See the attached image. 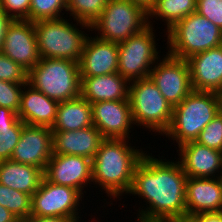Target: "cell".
<instances>
[{"mask_svg": "<svg viewBox=\"0 0 222 222\" xmlns=\"http://www.w3.org/2000/svg\"><path fill=\"white\" fill-rule=\"evenodd\" d=\"M24 123L19 119L13 126L0 127V161L10 160L19 142Z\"/></svg>", "mask_w": 222, "mask_h": 222, "instance_id": "cell-29", "label": "cell"}, {"mask_svg": "<svg viewBox=\"0 0 222 222\" xmlns=\"http://www.w3.org/2000/svg\"><path fill=\"white\" fill-rule=\"evenodd\" d=\"M78 63L81 77L116 73L119 63L118 43L88 35Z\"/></svg>", "mask_w": 222, "mask_h": 222, "instance_id": "cell-17", "label": "cell"}, {"mask_svg": "<svg viewBox=\"0 0 222 222\" xmlns=\"http://www.w3.org/2000/svg\"><path fill=\"white\" fill-rule=\"evenodd\" d=\"M128 99L134 125L146 127L149 132H157L161 136L169 129L173 107L150 77L131 81Z\"/></svg>", "mask_w": 222, "mask_h": 222, "instance_id": "cell-6", "label": "cell"}, {"mask_svg": "<svg viewBox=\"0 0 222 222\" xmlns=\"http://www.w3.org/2000/svg\"><path fill=\"white\" fill-rule=\"evenodd\" d=\"M58 105L57 101L48 98L27 83L21 92L17 115L25 124L52 128L56 120Z\"/></svg>", "mask_w": 222, "mask_h": 222, "instance_id": "cell-20", "label": "cell"}, {"mask_svg": "<svg viewBox=\"0 0 222 222\" xmlns=\"http://www.w3.org/2000/svg\"><path fill=\"white\" fill-rule=\"evenodd\" d=\"M53 155V131L50 127L25 124L11 160L45 171Z\"/></svg>", "mask_w": 222, "mask_h": 222, "instance_id": "cell-13", "label": "cell"}, {"mask_svg": "<svg viewBox=\"0 0 222 222\" xmlns=\"http://www.w3.org/2000/svg\"><path fill=\"white\" fill-rule=\"evenodd\" d=\"M130 82L118 72L81 77V96L90 104L128 99Z\"/></svg>", "mask_w": 222, "mask_h": 222, "instance_id": "cell-22", "label": "cell"}, {"mask_svg": "<svg viewBox=\"0 0 222 222\" xmlns=\"http://www.w3.org/2000/svg\"><path fill=\"white\" fill-rule=\"evenodd\" d=\"M177 153V160L187 177H222V151L211 149L196 141H189L180 145Z\"/></svg>", "mask_w": 222, "mask_h": 222, "instance_id": "cell-16", "label": "cell"}, {"mask_svg": "<svg viewBox=\"0 0 222 222\" xmlns=\"http://www.w3.org/2000/svg\"><path fill=\"white\" fill-rule=\"evenodd\" d=\"M166 35L167 53L184 60L222 45V30L197 12L178 21Z\"/></svg>", "mask_w": 222, "mask_h": 222, "instance_id": "cell-5", "label": "cell"}, {"mask_svg": "<svg viewBox=\"0 0 222 222\" xmlns=\"http://www.w3.org/2000/svg\"><path fill=\"white\" fill-rule=\"evenodd\" d=\"M187 178L179 161L158 159L145 153L134 170L128 193L138 195L148 204L147 208H139L137 221L166 222L187 216Z\"/></svg>", "mask_w": 222, "mask_h": 222, "instance_id": "cell-1", "label": "cell"}, {"mask_svg": "<svg viewBox=\"0 0 222 222\" xmlns=\"http://www.w3.org/2000/svg\"><path fill=\"white\" fill-rule=\"evenodd\" d=\"M32 196L0 183V205L7 208L18 219L31 216Z\"/></svg>", "mask_w": 222, "mask_h": 222, "instance_id": "cell-27", "label": "cell"}, {"mask_svg": "<svg viewBox=\"0 0 222 222\" xmlns=\"http://www.w3.org/2000/svg\"><path fill=\"white\" fill-rule=\"evenodd\" d=\"M67 11L66 0H31L29 10V20L35 22L43 19L61 18ZM62 13V14H60Z\"/></svg>", "mask_w": 222, "mask_h": 222, "instance_id": "cell-28", "label": "cell"}, {"mask_svg": "<svg viewBox=\"0 0 222 222\" xmlns=\"http://www.w3.org/2000/svg\"><path fill=\"white\" fill-rule=\"evenodd\" d=\"M185 192L187 216L221 210L222 177H188Z\"/></svg>", "mask_w": 222, "mask_h": 222, "instance_id": "cell-19", "label": "cell"}, {"mask_svg": "<svg viewBox=\"0 0 222 222\" xmlns=\"http://www.w3.org/2000/svg\"><path fill=\"white\" fill-rule=\"evenodd\" d=\"M31 0H0L1 9L12 20H29Z\"/></svg>", "mask_w": 222, "mask_h": 222, "instance_id": "cell-34", "label": "cell"}, {"mask_svg": "<svg viewBox=\"0 0 222 222\" xmlns=\"http://www.w3.org/2000/svg\"><path fill=\"white\" fill-rule=\"evenodd\" d=\"M196 12L222 30V0H197Z\"/></svg>", "mask_w": 222, "mask_h": 222, "instance_id": "cell-33", "label": "cell"}, {"mask_svg": "<svg viewBox=\"0 0 222 222\" xmlns=\"http://www.w3.org/2000/svg\"><path fill=\"white\" fill-rule=\"evenodd\" d=\"M154 66L149 77L172 107L180 104L193 91L187 60L167 53Z\"/></svg>", "mask_w": 222, "mask_h": 222, "instance_id": "cell-11", "label": "cell"}, {"mask_svg": "<svg viewBox=\"0 0 222 222\" xmlns=\"http://www.w3.org/2000/svg\"><path fill=\"white\" fill-rule=\"evenodd\" d=\"M196 3L197 0H156L155 5L148 11V25L154 24L151 21L154 17L162 19L167 26V32L178 21L196 12Z\"/></svg>", "mask_w": 222, "mask_h": 222, "instance_id": "cell-25", "label": "cell"}, {"mask_svg": "<svg viewBox=\"0 0 222 222\" xmlns=\"http://www.w3.org/2000/svg\"><path fill=\"white\" fill-rule=\"evenodd\" d=\"M166 222H196L191 216H184L178 219L168 220Z\"/></svg>", "mask_w": 222, "mask_h": 222, "instance_id": "cell-41", "label": "cell"}, {"mask_svg": "<svg viewBox=\"0 0 222 222\" xmlns=\"http://www.w3.org/2000/svg\"><path fill=\"white\" fill-rule=\"evenodd\" d=\"M11 22L12 19L0 7V51L3 45L7 27Z\"/></svg>", "mask_w": 222, "mask_h": 222, "instance_id": "cell-38", "label": "cell"}, {"mask_svg": "<svg viewBox=\"0 0 222 222\" xmlns=\"http://www.w3.org/2000/svg\"><path fill=\"white\" fill-rule=\"evenodd\" d=\"M18 120L16 112L6 107H0V127L13 126Z\"/></svg>", "mask_w": 222, "mask_h": 222, "instance_id": "cell-35", "label": "cell"}, {"mask_svg": "<svg viewBox=\"0 0 222 222\" xmlns=\"http://www.w3.org/2000/svg\"><path fill=\"white\" fill-rule=\"evenodd\" d=\"M26 84L0 80V107H6L18 113L22 89Z\"/></svg>", "mask_w": 222, "mask_h": 222, "instance_id": "cell-32", "label": "cell"}, {"mask_svg": "<svg viewBox=\"0 0 222 222\" xmlns=\"http://www.w3.org/2000/svg\"><path fill=\"white\" fill-rule=\"evenodd\" d=\"M44 171L41 168L18 163L0 161V183L20 192L33 195L41 184Z\"/></svg>", "mask_w": 222, "mask_h": 222, "instance_id": "cell-23", "label": "cell"}, {"mask_svg": "<svg viewBox=\"0 0 222 222\" xmlns=\"http://www.w3.org/2000/svg\"><path fill=\"white\" fill-rule=\"evenodd\" d=\"M93 126L92 106L81 95L59 102L52 131H71Z\"/></svg>", "mask_w": 222, "mask_h": 222, "instance_id": "cell-24", "label": "cell"}, {"mask_svg": "<svg viewBox=\"0 0 222 222\" xmlns=\"http://www.w3.org/2000/svg\"><path fill=\"white\" fill-rule=\"evenodd\" d=\"M196 222H222V213L204 212L191 216Z\"/></svg>", "mask_w": 222, "mask_h": 222, "instance_id": "cell-36", "label": "cell"}, {"mask_svg": "<svg viewBox=\"0 0 222 222\" xmlns=\"http://www.w3.org/2000/svg\"><path fill=\"white\" fill-rule=\"evenodd\" d=\"M84 196L76 189L57 185L43 177L37 191L32 195L31 215L61 216L79 222L80 200ZM79 210V211H78ZM80 218V219H79Z\"/></svg>", "mask_w": 222, "mask_h": 222, "instance_id": "cell-10", "label": "cell"}, {"mask_svg": "<svg viewBox=\"0 0 222 222\" xmlns=\"http://www.w3.org/2000/svg\"><path fill=\"white\" fill-rule=\"evenodd\" d=\"M28 84L59 102L81 95L79 63L55 58H41L28 72Z\"/></svg>", "mask_w": 222, "mask_h": 222, "instance_id": "cell-4", "label": "cell"}, {"mask_svg": "<svg viewBox=\"0 0 222 222\" xmlns=\"http://www.w3.org/2000/svg\"><path fill=\"white\" fill-rule=\"evenodd\" d=\"M1 52L28 72L38 64L41 58L33 22L12 20L7 27Z\"/></svg>", "mask_w": 222, "mask_h": 222, "instance_id": "cell-12", "label": "cell"}, {"mask_svg": "<svg viewBox=\"0 0 222 222\" xmlns=\"http://www.w3.org/2000/svg\"><path fill=\"white\" fill-rule=\"evenodd\" d=\"M15 222H27V219H18Z\"/></svg>", "mask_w": 222, "mask_h": 222, "instance_id": "cell-42", "label": "cell"}, {"mask_svg": "<svg viewBox=\"0 0 222 222\" xmlns=\"http://www.w3.org/2000/svg\"><path fill=\"white\" fill-rule=\"evenodd\" d=\"M0 80L27 84L28 71L0 51Z\"/></svg>", "mask_w": 222, "mask_h": 222, "instance_id": "cell-31", "label": "cell"}, {"mask_svg": "<svg viewBox=\"0 0 222 222\" xmlns=\"http://www.w3.org/2000/svg\"><path fill=\"white\" fill-rule=\"evenodd\" d=\"M153 29L154 26L148 25L118 44V73L129 82L149 77L154 63L160 59Z\"/></svg>", "mask_w": 222, "mask_h": 222, "instance_id": "cell-9", "label": "cell"}, {"mask_svg": "<svg viewBox=\"0 0 222 222\" xmlns=\"http://www.w3.org/2000/svg\"><path fill=\"white\" fill-rule=\"evenodd\" d=\"M128 143L129 139L104 138L92 160V183L110 199L128 195L134 170L145 154L141 148Z\"/></svg>", "mask_w": 222, "mask_h": 222, "instance_id": "cell-2", "label": "cell"}, {"mask_svg": "<svg viewBox=\"0 0 222 222\" xmlns=\"http://www.w3.org/2000/svg\"><path fill=\"white\" fill-rule=\"evenodd\" d=\"M44 177L54 184L72 187L84 196V188L92 184V160L78 155L53 154Z\"/></svg>", "mask_w": 222, "mask_h": 222, "instance_id": "cell-14", "label": "cell"}, {"mask_svg": "<svg viewBox=\"0 0 222 222\" xmlns=\"http://www.w3.org/2000/svg\"><path fill=\"white\" fill-rule=\"evenodd\" d=\"M103 139L94 125L74 131H53V154L78 155L93 160Z\"/></svg>", "mask_w": 222, "mask_h": 222, "instance_id": "cell-21", "label": "cell"}, {"mask_svg": "<svg viewBox=\"0 0 222 222\" xmlns=\"http://www.w3.org/2000/svg\"><path fill=\"white\" fill-rule=\"evenodd\" d=\"M63 16L33 22L40 58L79 62L88 34Z\"/></svg>", "mask_w": 222, "mask_h": 222, "instance_id": "cell-7", "label": "cell"}, {"mask_svg": "<svg viewBox=\"0 0 222 222\" xmlns=\"http://www.w3.org/2000/svg\"><path fill=\"white\" fill-rule=\"evenodd\" d=\"M132 3L140 5L146 12H148L154 5L156 0H129Z\"/></svg>", "mask_w": 222, "mask_h": 222, "instance_id": "cell-40", "label": "cell"}, {"mask_svg": "<svg viewBox=\"0 0 222 222\" xmlns=\"http://www.w3.org/2000/svg\"><path fill=\"white\" fill-rule=\"evenodd\" d=\"M147 26L148 12L140 5L129 0H108L90 31H98L95 36L99 39L119 44Z\"/></svg>", "mask_w": 222, "mask_h": 222, "instance_id": "cell-8", "label": "cell"}, {"mask_svg": "<svg viewBox=\"0 0 222 222\" xmlns=\"http://www.w3.org/2000/svg\"><path fill=\"white\" fill-rule=\"evenodd\" d=\"M18 218L7 208L0 205V222H15Z\"/></svg>", "mask_w": 222, "mask_h": 222, "instance_id": "cell-39", "label": "cell"}, {"mask_svg": "<svg viewBox=\"0 0 222 222\" xmlns=\"http://www.w3.org/2000/svg\"><path fill=\"white\" fill-rule=\"evenodd\" d=\"M195 141L211 149L222 151V110L203 128Z\"/></svg>", "mask_w": 222, "mask_h": 222, "instance_id": "cell-30", "label": "cell"}, {"mask_svg": "<svg viewBox=\"0 0 222 222\" xmlns=\"http://www.w3.org/2000/svg\"><path fill=\"white\" fill-rule=\"evenodd\" d=\"M195 91L222 93V45L187 59Z\"/></svg>", "mask_w": 222, "mask_h": 222, "instance_id": "cell-18", "label": "cell"}, {"mask_svg": "<svg viewBox=\"0 0 222 222\" xmlns=\"http://www.w3.org/2000/svg\"><path fill=\"white\" fill-rule=\"evenodd\" d=\"M91 106L93 125L103 138L131 140L130 133L132 127L134 129V121L129 99L101 101L92 103Z\"/></svg>", "mask_w": 222, "mask_h": 222, "instance_id": "cell-15", "label": "cell"}, {"mask_svg": "<svg viewBox=\"0 0 222 222\" xmlns=\"http://www.w3.org/2000/svg\"><path fill=\"white\" fill-rule=\"evenodd\" d=\"M108 0H66L67 12L82 29L91 30L92 23L101 15Z\"/></svg>", "mask_w": 222, "mask_h": 222, "instance_id": "cell-26", "label": "cell"}, {"mask_svg": "<svg viewBox=\"0 0 222 222\" xmlns=\"http://www.w3.org/2000/svg\"><path fill=\"white\" fill-rule=\"evenodd\" d=\"M221 110L222 96L219 93L193 90L180 104L173 107L172 122L163 136L176 142L178 147L195 141L203 128Z\"/></svg>", "mask_w": 222, "mask_h": 222, "instance_id": "cell-3", "label": "cell"}, {"mask_svg": "<svg viewBox=\"0 0 222 222\" xmlns=\"http://www.w3.org/2000/svg\"><path fill=\"white\" fill-rule=\"evenodd\" d=\"M27 222H74L71 218L61 216H34L31 215Z\"/></svg>", "mask_w": 222, "mask_h": 222, "instance_id": "cell-37", "label": "cell"}]
</instances>
